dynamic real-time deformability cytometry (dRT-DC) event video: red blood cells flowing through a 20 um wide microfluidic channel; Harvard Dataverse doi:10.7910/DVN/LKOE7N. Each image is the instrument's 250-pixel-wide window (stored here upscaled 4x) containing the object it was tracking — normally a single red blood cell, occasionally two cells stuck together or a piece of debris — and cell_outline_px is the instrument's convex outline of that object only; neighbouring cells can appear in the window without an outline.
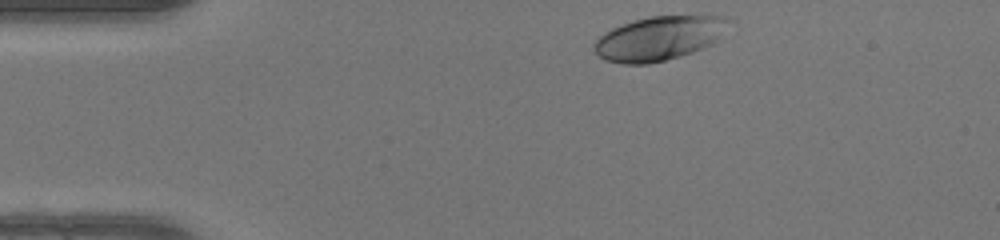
{"species": "human", "species_latin": "Homo sapiens", "temperature_condition": "warm", "stored_images_in_passage": 34, "camera_frame_rate_fps": 3000, "um_per_image_px": 0.085, "donor": {"sex": "female"}, "frame": {"image": 1, "passage_image": 1, "time_ms": 0.0, "image_size_px": [1000, 240], "cell_outline_px": [[728, 20], [720, 40], [712, 44], [692, 52], [680, 56], [648, 64], [624, 64], [604, 60], [592, 48], [592, 44], [604, 32], [612, 28], [636, 20], [652, 16], [704, 12], [712, 12], [728, 16]], "centroid_in_image_um": [56.11, 3.2], "position_along_channel_um": 28.9, "area_um2": 35.55}}
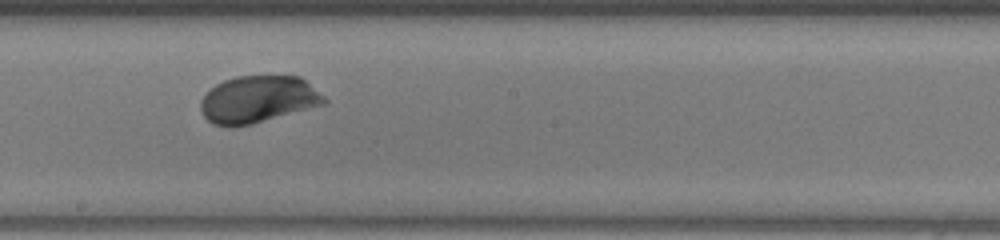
{"frame": {"image": 2, "passage_image": 20, "time_ms": 6.333, "image_size_px": [1000, 240], "cell_outline_px": [[328, 100], [324, 104], [252, 124], [232, 128], [228, 128], [212, 124], [204, 116], [200, 108], [200, 100], [216, 84], [224, 80], [236, 76], [300, 76], [324, 96]], "centroid_in_image_um": [21.9, 8.46], "position_along_channel_um": 226.3, "area_um2": 33.87}}
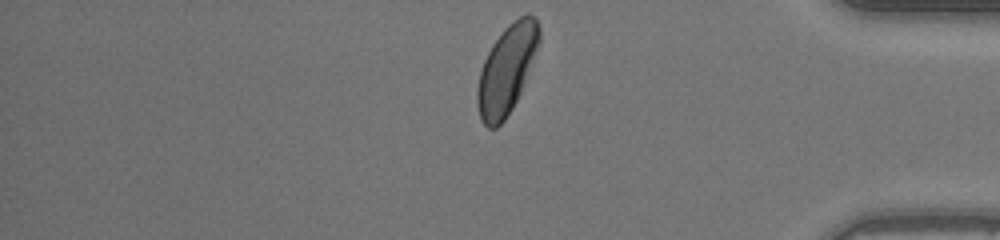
{"frame": {"image": 3, "passage_image": 34, "time_ms": 11.0, "image_size_px": [1000, 240], "cell_outline_px": [[540, 40], [520, 92], [512, 108], [504, 120], [496, 128], [488, 128], [480, 120], [476, 104], [476, 92], [480, 72], [484, 60], [492, 44], [504, 28], [508, 24], [520, 16], [528, 12], [536, 20], [540, 28]], "centroid_in_image_um": [43.04, 5.91], "position_along_channel_um": 392.2, "area_um2": 31.56}, "authors_computed_cell_mechanics": {"area_um2": 33.2928, "velocity_mm_per_s": 4.1182, "shape_relaxation_time_tau1_ms": 1.8962, "shape_relaxation_time_tau2_ms": null, "deformation_change_tau1": 0.1232, "deformation_change_tau2": null}}